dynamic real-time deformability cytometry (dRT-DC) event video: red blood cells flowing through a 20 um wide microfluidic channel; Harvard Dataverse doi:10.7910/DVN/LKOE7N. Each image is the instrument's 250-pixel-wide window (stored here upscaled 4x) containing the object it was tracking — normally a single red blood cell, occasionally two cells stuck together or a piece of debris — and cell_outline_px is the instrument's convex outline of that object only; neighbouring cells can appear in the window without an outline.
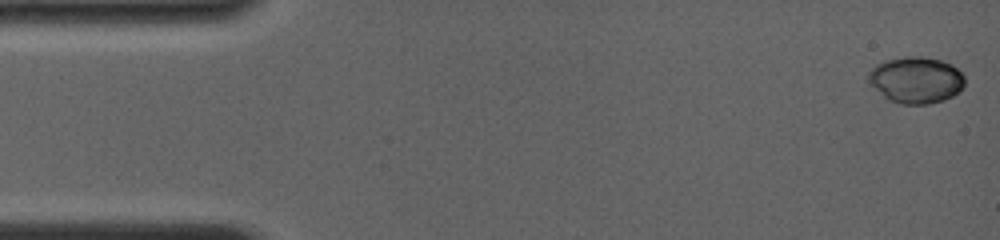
{"species": "common noctule bat (a hibernating species)", "species_latin": "Nyctalus noctula", "temperature_condition": "room temperature", "stored_images_in_passage": 14, "camera_frame_rate_fps": 4000, "um_per_image_px": 0.085, "animal": {"sex": "female", "body_mass_g": 19.0, "forearm_length_mm": 56.7}, "frame": {"image": 1, "passage_image": 1, "time_ms": 0.0, "image_size_px": [1000, 240], "cell_outline_px": [[964, 88], [960, 92], [944, 100], [928, 104], [900, 104], [888, 100], [868, 80], [868, 72], [876, 64], [888, 60], [908, 56], [920, 56], [940, 60], [952, 64], [964, 76]], "centroid_in_image_um": [77.89, 6.8], "position_along_channel_um": 7.1, "area_um2": 26.01}}
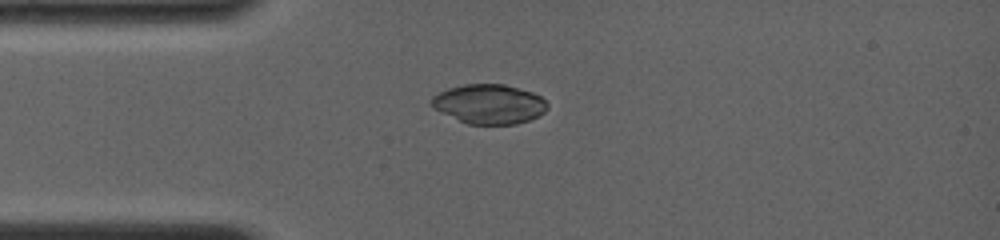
{"frame": {"image": 2, "passage_image": 10, "time_ms": 3.75, "image_size_px": [1000, 240], "cell_outline_px": [[548, 108], [544, 112], [528, 120], [516, 124], [468, 124], [440, 112], [428, 100], [432, 96], [448, 88], [464, 84], [504, 84], [532, 92], [540, 96], [548, 104]], "centroid_in_image_um": [41.56, 8.84], "position_along_channel_um": 43.4, "area_um2": 26.53}}
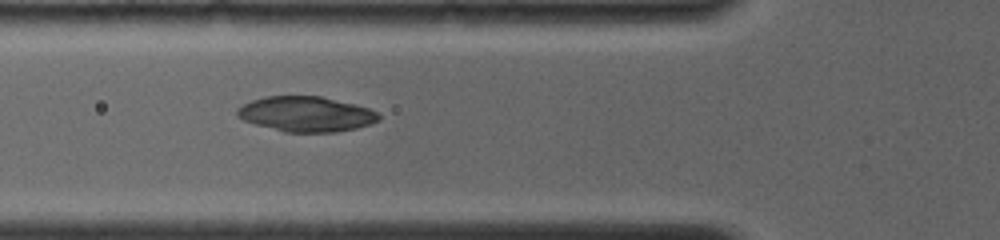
{"frame": {"image": 3, "passage_image": 14, "time_ms": 5.5, "image_size_px": [1000, 240], "cell_outline_px": [[380, 120], [356, 128], [336, 132], [284, 132], [256, 124], [244, 120], [236, 116], [236, 108], [252, 100], [264, 96], [320, 96], [356, 104], [368, 108], [376, 112], [380, 116]], "centroid_in_image_um": [26.0, 9.69], "position_along_channel_um": 99.8, "area_um2": 28.96}}